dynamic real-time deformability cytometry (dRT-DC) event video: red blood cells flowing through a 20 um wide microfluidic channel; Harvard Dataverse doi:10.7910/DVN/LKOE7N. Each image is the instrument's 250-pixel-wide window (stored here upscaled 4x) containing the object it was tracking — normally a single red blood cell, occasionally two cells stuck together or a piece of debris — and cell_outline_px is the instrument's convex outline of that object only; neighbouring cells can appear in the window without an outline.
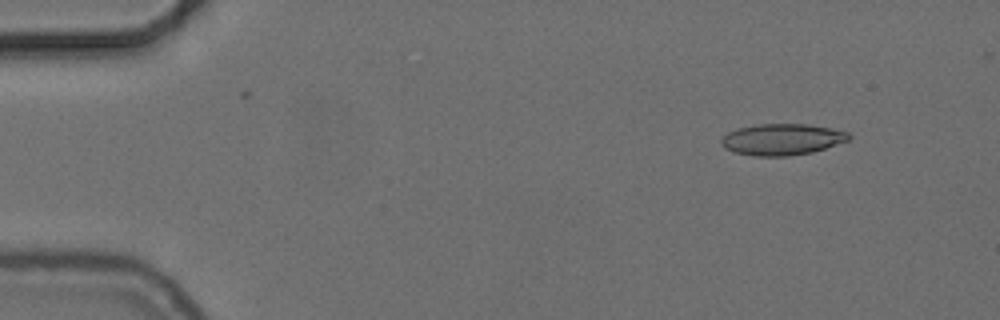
{"species": "common noctule bat (a hibernating species)", "species_latin": "Nyctalus noctula", "temperature_condition": "cold", "stored_images_in_passage": 44, "camera_frame_rate_fps": 3000, "um_per_image_px": 0.085, "animal": {"sex": "female", "body_mass_g": 24.6, "forearm_length_mm": 56.2}, "frame": {"image": 1, "passage_image": 1, "time_ms": 0.0, "image_size_px": [1000, 320], "cell_outline_px": [[852, 136], [848, 140], [812, 152], [788, 156], [756, 156], [732, 152], [724, 148], [720, 144], [720, 140], [728, 132], [736, 128], [756, 124], [808, 124], [832, 128], [848, 132]], "centroid_in_image_um": [66.43, 11.84], "position_along_channel_um": 18.6, "area_um2": 23.41}}
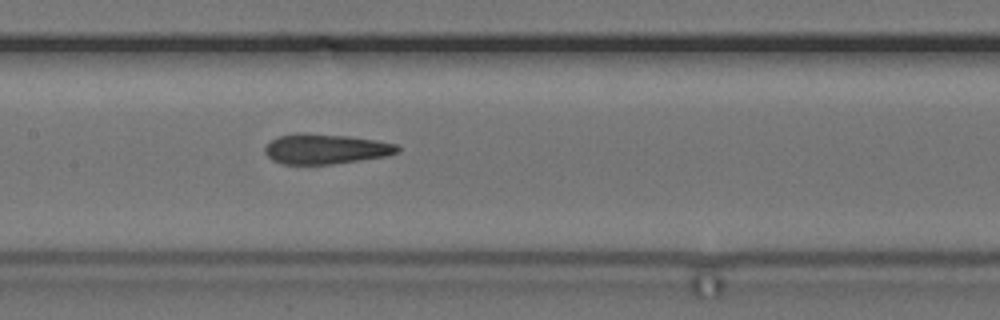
{"frame": {"image": 2, "passage_image": 22, "time_ms": 7.0, "image_size_px": [1000, 320], "cell_outline_px": [[400, 152], [388, 156], [332, 164], [284, 164], [272, 160], [264, 152], [264, 148], [272, 140], [280, 136], [348, 136], [376, 140], [396, 144], [400, 148]], "centroid_in_image_um": [27.76, 12.71], "position_along_channel_um": 179.6, "area_um2": 22.25}}
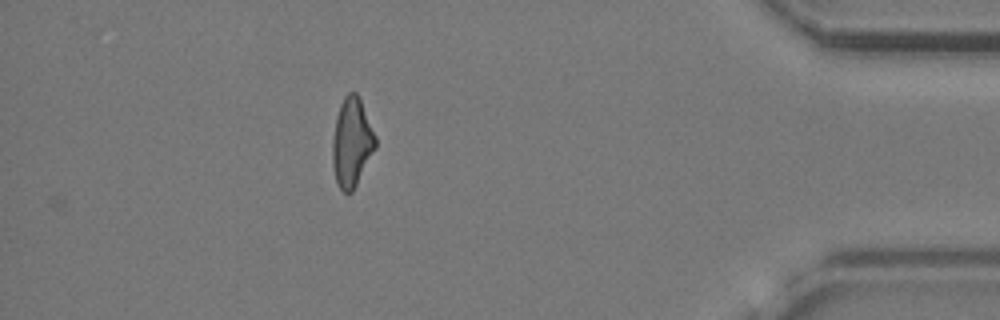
{"frame": {"image": 3, "passage_image": 44, "time_ms": 14.333, "image_size_px": [1000, 320], "cell_outline_px": [[376, 148], [352, 192], [344, 192], [340, 188], [336, 180], [332, 164], [332, 140], [336, 116], [340, 104], [344, 96], [348, 92], [356, 92], [360, 100], [376, 136]], "centroid_in_image_um": [29.89, 12.1], "position_along_channel_um": 405.3, "area_um2": 22.14}, "authors_computed_cell_mechanics": {"area_um2": 22.9755, "velocity_mm_per_s": 3.7188, "shape_relaxation_time_tau1_ms": null, "shape_relaxation_time_tau2_ms": 4.484, "deformation_change_tau1": null, "deformation_change_tau2": 0.1589}}